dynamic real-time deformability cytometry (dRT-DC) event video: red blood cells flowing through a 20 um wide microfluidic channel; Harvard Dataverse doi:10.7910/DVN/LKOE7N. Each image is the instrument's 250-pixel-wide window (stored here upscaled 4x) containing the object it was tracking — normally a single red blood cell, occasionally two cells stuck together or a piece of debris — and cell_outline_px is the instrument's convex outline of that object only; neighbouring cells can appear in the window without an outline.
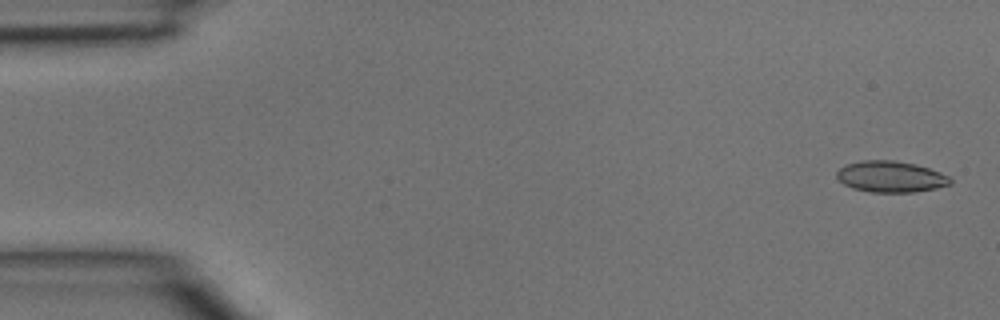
{"species": "common noctule bat (a hibernating species)", "species_latin": "Nyctalus noctula", "temperature_condition": "room temperature", "stored_images_in_passage": 4, "camera_frame_rate_fps": 3000, "um_per_image_px": 0.085, "animal": {"sex": "male", "body_mass_g": 15.6}, "frame": {"image": 1, "passage_image": 1, "time_ms": 0.0, "image_size_px": [1000, 320], "cell_outline_px": [[952, 184], [936, 188], [912, 192], [872, 192], [852, 188], [844, 184], [836, 176], [836, 172], [840, 168], [848, 164], [864, 160], [892, 160], [916, 164], [940, 172], [948, 176], [952, 180]], "centroid_in_image_um": [75.72, 15.02], "position_along_channel_um": 9.3, "area_um2": 20.52}}
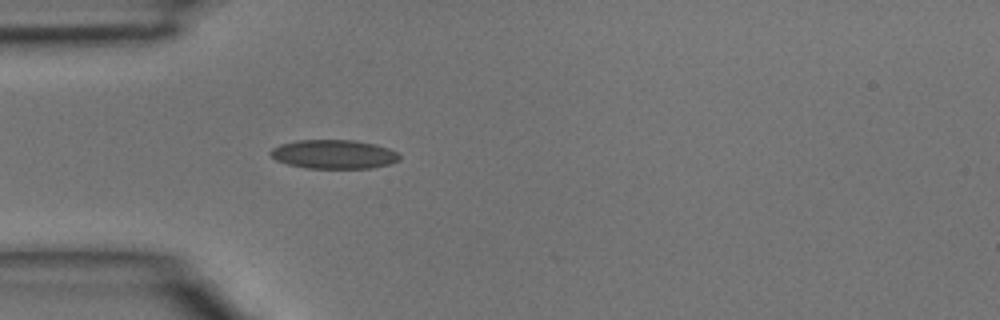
{"frame": {"image": 2, "passage_image": 4, "time_ms": 1.0, "image_size_px": [1000, 320], "cell_outline_px": [[400, 160], [392, 164], [372, 168], [308, 168], [288, 164], [276, 160], [268, 152], [272, 148], [280, 144], [296, 140], [352, 140], [376, 144], [388, 148], [396, 152], [400, 156]], "centroid_in_image_um": [28.39, 13.11], "position_along_channel_um": 56.6, "area_um2": 21.85}}